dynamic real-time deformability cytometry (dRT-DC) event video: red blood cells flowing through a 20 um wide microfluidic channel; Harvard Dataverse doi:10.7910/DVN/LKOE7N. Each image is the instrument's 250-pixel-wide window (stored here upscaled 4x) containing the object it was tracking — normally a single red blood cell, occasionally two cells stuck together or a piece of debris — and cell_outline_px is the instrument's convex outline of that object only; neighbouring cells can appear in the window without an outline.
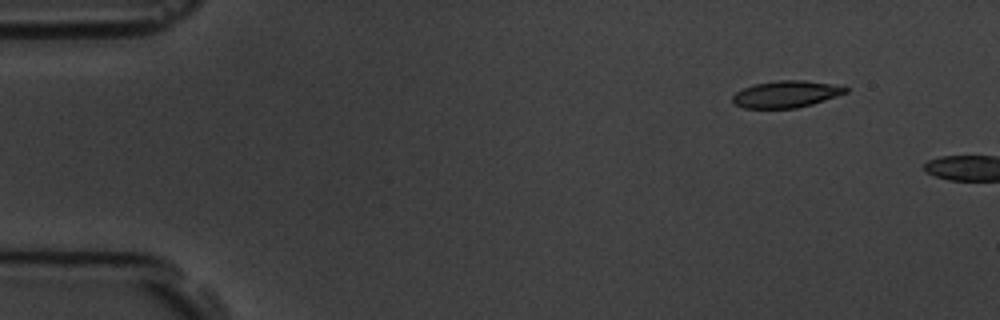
{"species": "common noctule bat (a hibernating species)", "species_latin": "Nyctalus noctula", "temperature_condition": "room temperature", "stored_images_in_passage": 3, "camera_frame_rate_fps": 3000, "um_per_image_px": 0.085, "animal": {"sex": "male", "body_mass_g": 19.5, "forearm_length_mm": 54.6}, "frame": {"image": 1, "passage_image": 2, "time_ms": 1.333, "image_size_px": [1000, 320], "cell_outline_px": [[848, 92], [812, 104], [796, 108], [744, 108], [736, 104], [732, 100], [732, 96], [736, 92], [752, 84], [776, 80], [804, 80], [832, 84], [848, 88]], "centroid_in_image_um": [66.8, 7.99], "position_along_channel_um": 18.2, "area_um2": 17.57}}